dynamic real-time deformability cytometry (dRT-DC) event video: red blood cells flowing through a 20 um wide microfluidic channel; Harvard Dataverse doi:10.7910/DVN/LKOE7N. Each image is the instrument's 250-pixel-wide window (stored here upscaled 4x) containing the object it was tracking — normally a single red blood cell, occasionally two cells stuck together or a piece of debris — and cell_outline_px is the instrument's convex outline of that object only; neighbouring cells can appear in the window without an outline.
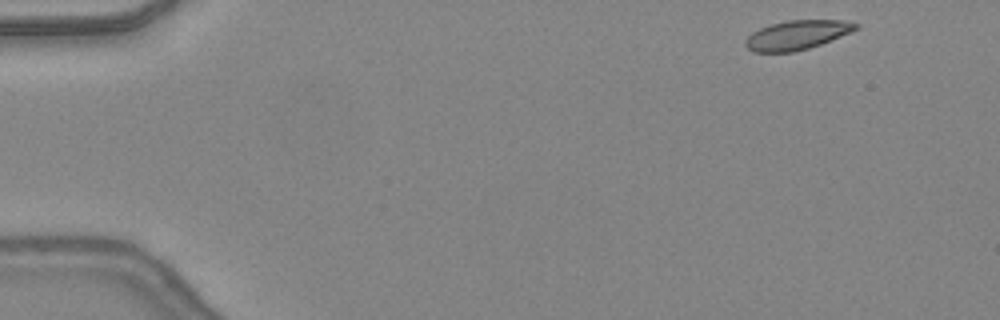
{"species": "common noctule bat (a hibernating species)", "species_latin": "Nyctalus noctula", "temperature_condition": "warm", "stored_images_in_passage": 5, "camera_frame_rate_fps": 3000, "um_per_image_px": 0.085, "animal": {"sex": "female", "body_mass_g": 24.6, "forearm_length_mm": 56.2}, "frame": {"image": 1, "passage_image": 1, "time_ms": 0.0, "image_size_px": [1000, 320], "cell_outline_px": [[860, 24], [852, 32], [832, 40], [808, 48], [792, 52], [752, 52], [744, 44], [744, 40], [752, 32], [760, 28], [772, 24], [788, 20], [844, 20]], "centroid_in_image_um": [67.74, 2.97], "position_along_channel_um": 17.3, "area_um2": 18.79}}